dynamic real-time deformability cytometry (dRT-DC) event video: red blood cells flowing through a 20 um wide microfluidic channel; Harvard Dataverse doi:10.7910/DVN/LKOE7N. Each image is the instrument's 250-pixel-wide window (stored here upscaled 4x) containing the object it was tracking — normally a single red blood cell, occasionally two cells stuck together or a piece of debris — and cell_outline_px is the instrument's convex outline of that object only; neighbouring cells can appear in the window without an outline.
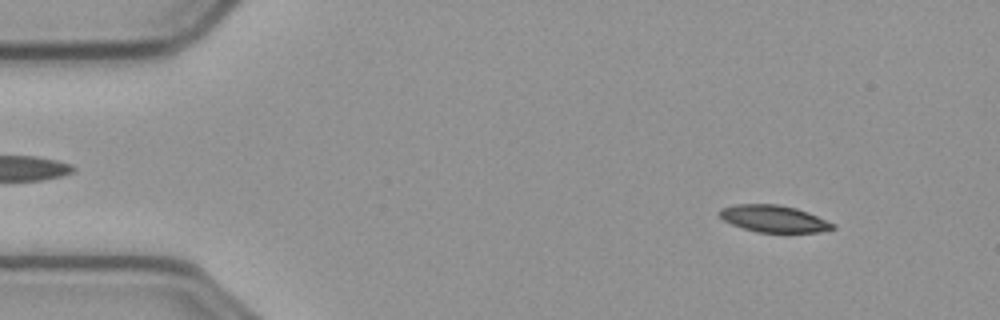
{"species": "common noctule bat (a hibernating species)", "species_latin": "Nyctalus noctula", "temperature_condition": "cold", "stored_images_in_passage": 56, "camera_frame_rate_fps": 3000, "um_per_image_px": 0.085, "animal": {"sex": "male", "body_mass_g": 23.1, "forearm_length_mm": 52.7}, "frame": {"image": 1, "passage_image": 6, "time_ms": 1.667, "image_size_px": [1000, 320], "cell_outline_px": [[836, 228], [816, 232], [756, 232], [732, 224], [724, 220], [720, 216], [720, 208], [736, 204], [780, 204], [796, 208], [808, 212], [836, 224]], "centroid_in_image_um": [65.79, 18.58], "position_along_channel_um": 19.2, "area_um2": 17.69}}
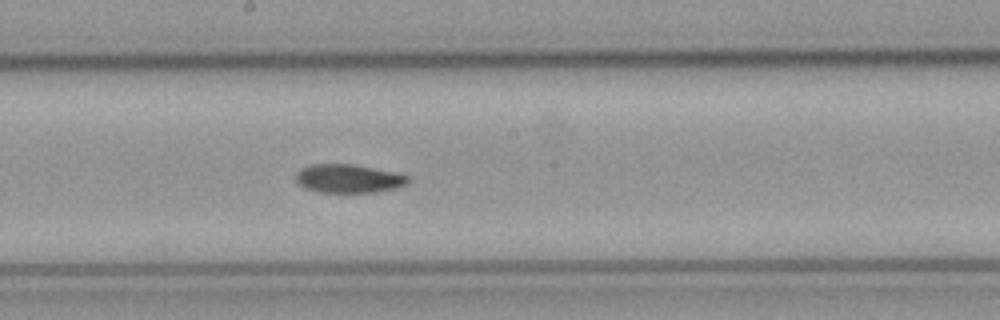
{"frame": {"image": 2, "passage_image": 30, "time_ms": 9.667, "image_size_px": [1000, 320], "cell_outline_px": [[412, 180], [408, 184], [396, 188], [376, 192], [320, 192], [308, 188], [300, 184], [296, 180], [296, 172], [300, 168], [312, 164], [356, 164], [392, 172], [408, 176]], "centroid_in_image_um": [29.65, 15.17], "position_along_channel_um": 218.5, "area_um2": 18.61}}
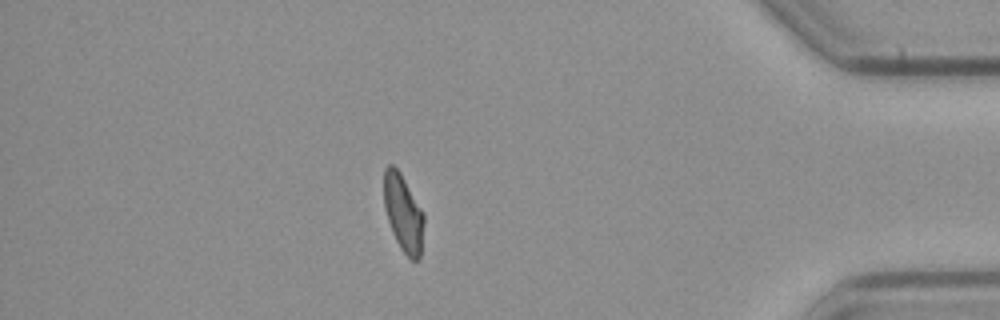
{"frame": {"image": 3, "passage_image": 49, "time_ms": 16.0, "image_size_px": [1000, 320], "cell_outline_px": [[424, 220], [420, 256], [416, 260], [412, 260], [400, 248], [392, 232], [384, 208], [384, 168], [388, 164], [392, 164], [400, 172], [424, 212]], "centroid_in_image_um": [34.27, 18.08], "position_along_channel_um": 400.9, "area_um2": 17.92}}